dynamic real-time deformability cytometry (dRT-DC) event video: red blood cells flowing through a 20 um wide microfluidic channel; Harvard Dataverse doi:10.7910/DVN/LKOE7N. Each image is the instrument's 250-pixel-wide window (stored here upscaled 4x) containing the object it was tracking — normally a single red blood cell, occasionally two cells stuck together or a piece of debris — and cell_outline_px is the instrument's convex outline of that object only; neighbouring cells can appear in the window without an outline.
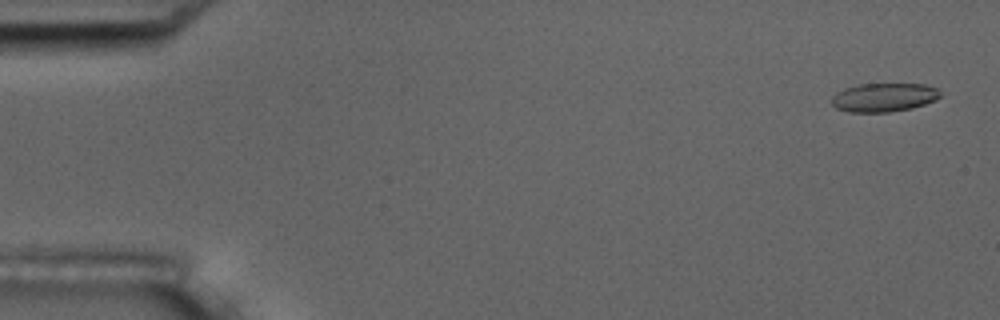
{"species": "common noctule bat (a hibernating species)", "species_latin": "Nyctalus noctula", "temperature_condition": "room temperature", "stored_images_in_passage": 6, "camera_frame_rate_fps": 3000, "um_per_image_px": 0.085, "animal": {"sex": "male", "body_mass_g": 17.5, "forearm_length_mm": 52.3}, "frame": {"image": 1, "passage_image": 1, "time_ms": 0.0, "image_size_px": [1000, 320], "cell_outline_px": [[940, 96], [936, 100], [912, 108], [888, 112], [848, 112], [836, 108], [832, 104], [832, 96], [836, 92], [844, 88], [856, 84], [924, 84], [936, 88], [940, 92]], "centroid_in_image_um": [75.1, 8.27], "position_along_channel_um": 9.9, "area_um2": 18.21}}